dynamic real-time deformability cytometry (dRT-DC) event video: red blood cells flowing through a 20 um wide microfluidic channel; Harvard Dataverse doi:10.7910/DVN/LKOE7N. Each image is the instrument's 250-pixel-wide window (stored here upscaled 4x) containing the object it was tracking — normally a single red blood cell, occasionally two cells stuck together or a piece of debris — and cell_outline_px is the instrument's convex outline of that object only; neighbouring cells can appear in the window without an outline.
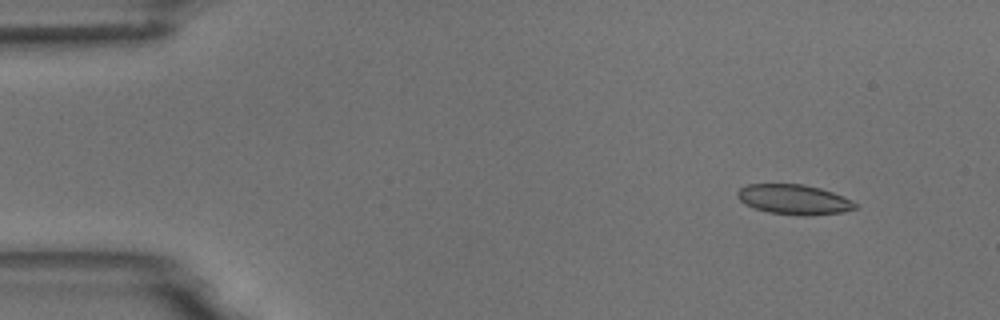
{"species": "common noctule bat (a hibernating species)", "species_latin": "Nyctalus noctula", "temperature_condition": "room temperature", "stored_images_in_passage": 5, "camera_frame_rate_fps": 3000, "um_per_image_px": 0.085, "animal": {"sex": "male", "body_mass_g": 18.8}, "frame": {"image": 1, "passage_image": 1, "time_ms": 0.0, "image_size_px": [1000, 320], "cell_outline_px": [[856, 208], [840, 212], [808, 216], [804, 216], [768, 212], [744, 204], [736, 196], [736, 192], [740, 188], [748, 184], [804, 184], [820, 188], [844, 196], [852, 200], [856, 204]], "centroid_in_image_um": [67.47, 16.95], "position_along_channel_um": 17.5, "area_um2": 20.52}}
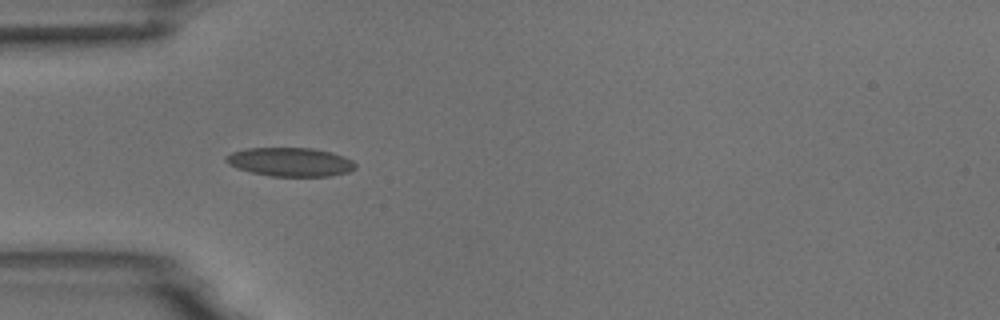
{"frame": {"image": 2, "passage_image": 4, "time_ms": 3.667, "image_size_px": [1000, 320], "cell_outline_px": [[356, 168], [348, 172], [328, 176], [272, 176], [252, 172], [236, 168], [228, 164], [224, 160], [224, 156], [232, 152], [248, 148], [312, 148], [332, 152], [344, 156], [352, 160], [356, 164]], "centroid_in_image_um": [24.66, 13.76], "position_along_channel_um": 60.3, "area_um2": 21.73}}